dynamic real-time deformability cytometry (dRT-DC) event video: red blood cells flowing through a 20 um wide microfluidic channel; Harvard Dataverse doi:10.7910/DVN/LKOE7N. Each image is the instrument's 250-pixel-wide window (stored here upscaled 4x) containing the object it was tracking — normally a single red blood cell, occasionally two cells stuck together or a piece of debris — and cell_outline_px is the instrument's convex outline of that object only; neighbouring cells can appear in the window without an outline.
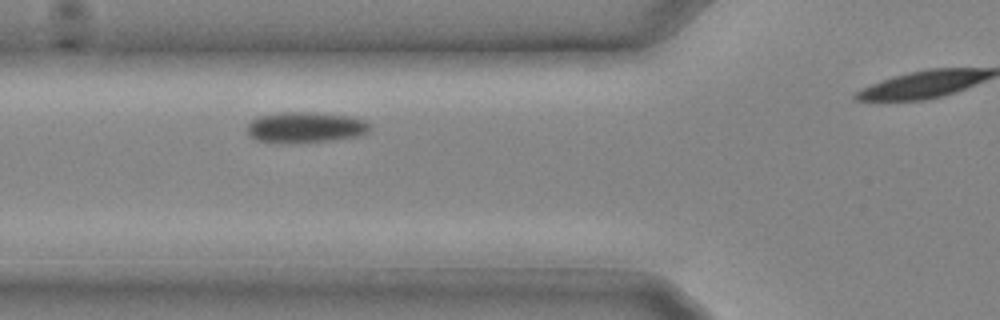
{"species": "common noctule bat (a hibernating species)", "species_latin": "Nyctalus noctula", "temperature_condition": "cold", "stored_images_in_passage": 3, "segment_of_instrument_passage": [1, 2], "camera_frame_rate_fps": 3000, "um_per_image_px": 0.085, "animal": {"sex": "male", "body_mass_g": 20.4}, "frame": {"image": 1, "passage_image": 2, "time_ms": 0.333, "image_size_px": [1000, 320], "cell_outline_px": [[372, 132], [360, 136], [332, 140], [284, 144], [256, 140], [248, 136], [244, 128], [252, 120], [260, 116], [276, 112], [312, 112], [352, 116], [368, 120], [372, 124]], "centroid_in_image_um": [26.0, 10.83], "position_along_channel_um": 99.8, "area_um2": 22.89}}